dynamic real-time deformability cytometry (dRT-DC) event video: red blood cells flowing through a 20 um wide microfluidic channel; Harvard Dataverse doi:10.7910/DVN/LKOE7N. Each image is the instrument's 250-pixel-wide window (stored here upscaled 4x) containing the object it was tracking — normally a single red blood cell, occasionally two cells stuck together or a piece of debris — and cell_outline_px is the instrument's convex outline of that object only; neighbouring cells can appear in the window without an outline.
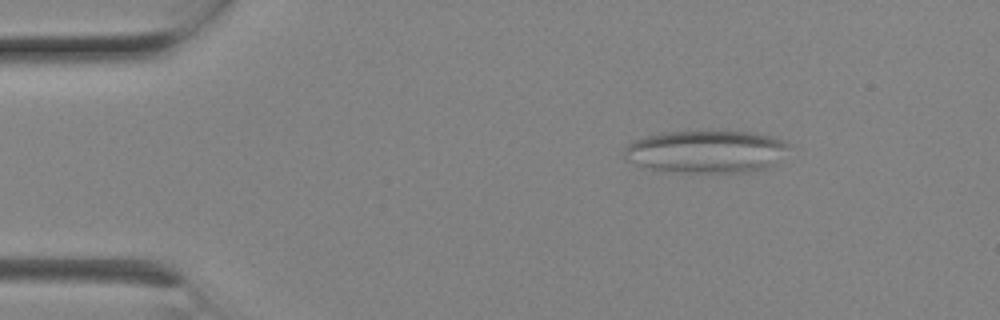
{"species": "Egyptian fruit bat (a non-hibernating species)", "species_latin": "Rousettus aegyptiacus", "temperature_condition": "room temperature", "stored_images_in_passage": 5, "camera_frame_rate_fps": 3000, "um_per_image_px": 0.085, "animal": {"sex": "female"}, "frame": {"image": 1, "passage_image": 1, "time_ms": 0.0, "image_size_px": [1000, 320], "cell_outline_px": [[784, 144], [756, 168], [656, 168], [644, 164], [628, 148], [636, 140], [652, 136], [672, 132], [740, 132], [764, 136], [776, 140]], "centroid_in_image_um": [59.9, 12.75], "position_along_channel_um": 25.1, "area_um2": 33.47}}